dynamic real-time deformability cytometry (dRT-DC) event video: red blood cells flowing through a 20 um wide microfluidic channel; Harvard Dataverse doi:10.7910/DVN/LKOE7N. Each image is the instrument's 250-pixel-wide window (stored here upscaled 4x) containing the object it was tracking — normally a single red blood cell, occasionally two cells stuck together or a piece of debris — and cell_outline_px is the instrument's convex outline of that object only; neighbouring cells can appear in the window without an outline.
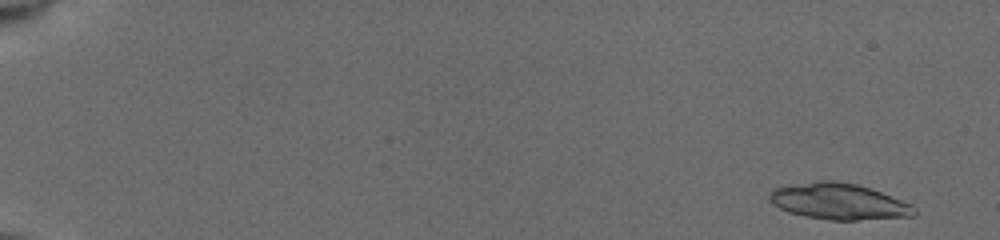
{"species": "common noctule bat (a hibernating species)", "species_latin": "Nyctalus noctula", "temperature_condition": "cold", "stored_images_in_passage": 11, "camera_frame_rate_fps": 3000, "um_per_image_px": 0.085, "animal": {"sex": "female", "body_mass_g": 19.5, "forearm_length_mm": 54.1}, "frame": {"image": 1, "passage_image": 1, "time_ms": 0.0, "image_size_px": [1000, 240], "cell_outline_px": [[916, 212], [912, 216], [856, 220], [828, 220], [804, 216], [788, 212], [772, 204], [768, 200], [768, 196], [772, 188], [820, 180], [832, 180], [856, 184], [880, 192], [912, 204], [916, 208]], "centroid_in_image_um": [71.25, 17.13], "position_along_channel_um": 13.7, "area_um2": 30.46}}
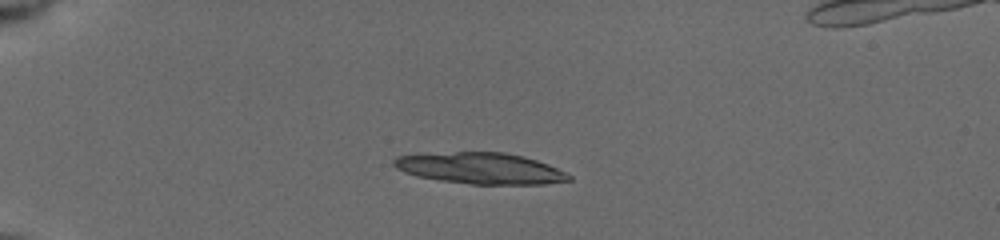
{"frame": {"image": 2, "passage_image": 7, "time_ms": 4.0, "image_size_px": [1000, 240], "cell_outline_px": [[572, 180], [544, 184], [472, 184], [440, 180], [416, 176], [404, 172], [396, 168], [392, 164], [392, 160], [396, 156], [456, 152], [504, 152], [524, 156], [548, 164], [572, 176]], "centroid_in_image_um": [40.84, 14.31], "position_along_channel_um": 44.2, "area_um2": 31.67}}